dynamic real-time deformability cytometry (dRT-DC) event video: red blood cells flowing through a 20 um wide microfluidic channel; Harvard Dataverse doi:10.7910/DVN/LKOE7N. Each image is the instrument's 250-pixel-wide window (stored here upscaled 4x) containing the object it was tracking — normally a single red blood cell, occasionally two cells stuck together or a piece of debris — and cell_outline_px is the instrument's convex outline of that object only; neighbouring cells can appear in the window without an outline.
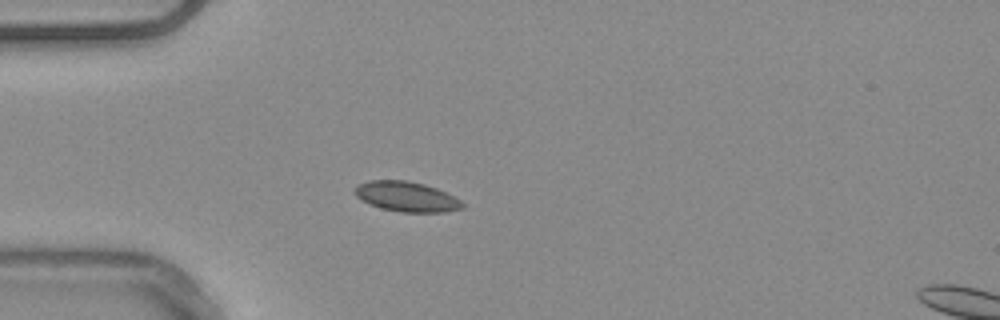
{"species": "common noctule bat (a hibernating species)", "species_latin": "Nyctalus noctula", "temperature_condition": "warm", "stored_images_in_passage": 18, "camera_frame_rate_fps": 3000, "um_per_image_px": 0.085, "animal": {"sex": "male", "body_mass_g": 20.4}, "frame": {"image": 1, "passage_image": 13, "time_ms": 4.0, "image_size_px": [1000, 320], "cell_outline_px": [[464, 208], [444, 212], [400, 212], [380, 208], [368, 204], [356, 196], [352, 192], [352, 188], [356, 184], [368, 180], [408, 180], [424, 184], [436, 188], [460, 200], [464, 204]], "centroid_in_image_um": [34.48, 16.7], "position_along_channel_um": 50.5, "area_um2": 19.07}}